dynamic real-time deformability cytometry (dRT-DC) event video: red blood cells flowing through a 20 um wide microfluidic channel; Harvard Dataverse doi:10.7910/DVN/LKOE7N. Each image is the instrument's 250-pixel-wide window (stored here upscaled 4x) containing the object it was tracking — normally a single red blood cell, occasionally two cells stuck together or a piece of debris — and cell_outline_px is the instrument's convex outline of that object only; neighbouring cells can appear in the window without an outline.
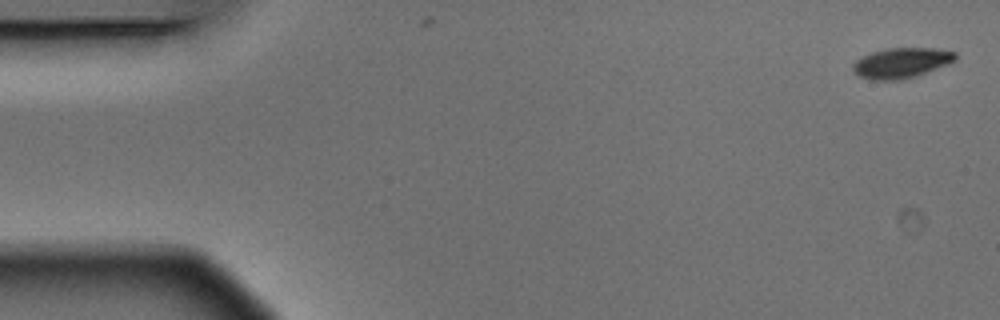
{"species": "Egyptian fruit bat (a non-hibernating species)", "species_latin": "Rousettus aegyptiacus", "temperature_condition": "warm", "stored_images_in_passage": 4, "camera_frame_rate_fps": 3000, "um_per_image_px": 0.085, "animal": {"sex": "male"}, "frame": {"image": 1, "passage_image": 1, "time_ms": 0.0, "image_size_px": [1000, 320], "cell_outline_px": [[956, 60], [948, 64], [900, 80], [872, 80], [860, 76], [852, 72], [852, 64], [856, 60], [872, 52], [884, 48], [936, 48], [956, 52]], "centroid_in_image_um": [76.58, 5.33], "position_along_channel_um": 8.4, "area_um2": 17.92}}
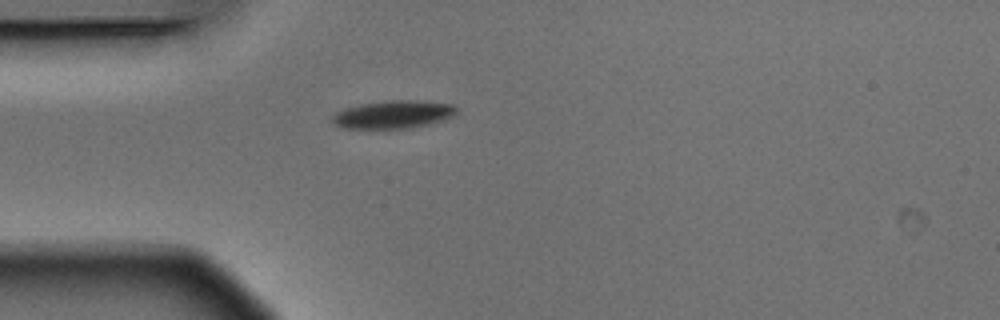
{"frame": {"image": 2, "passage_image": 4, "time_ms": 1.0, "image_size_px": [1000, 320], "cell_outline_px": [[460, 108], [456, 112], [440, 120], [428, 124], [408, 128], [340, 128], [332, 124], [332, 116], [336, 112], [344, 108], [360, 104], [388, 100], [416, 100], [456, 104]], "centroid_in_image_um": [33.39, 9.71], "position_along_channel_um": 51.6, "area_um2": 20.23}}